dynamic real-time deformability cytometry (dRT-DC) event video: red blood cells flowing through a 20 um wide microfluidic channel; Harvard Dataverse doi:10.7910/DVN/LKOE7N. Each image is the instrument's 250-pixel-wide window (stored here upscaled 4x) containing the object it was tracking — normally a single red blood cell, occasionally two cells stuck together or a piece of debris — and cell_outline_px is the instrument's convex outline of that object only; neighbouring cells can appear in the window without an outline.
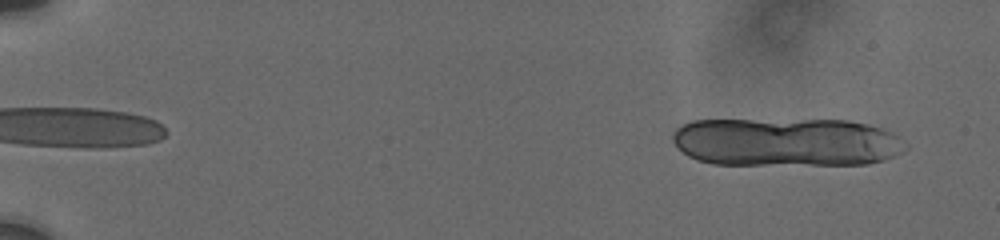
{"species": "human", "species_latin": "Homo sapiens", "temperature_condition": "cold", "stored_images_in_passage": 8, "camera_frame_rate_fps": 3000, "um_per_image_px": 0.085, "donor": {"sex": "male"}, "frame": {"image": 1, "passage_image": 1, "time_ms": 0.0, "image_size_px": [1000, 240], "cell_outline_px": [[908, 148], [884, 160], [868, 164], [712, 164], [696, 160], [688, 156], [672, 140], [672, 136], [676, 128], [680, 124], [692, 120], [848, 120], [868, 124], [884, 128], [900, 136], [908, 144]], "centroid_in_image_um": [66.86, 12.07], "position_along_channel_um": 18.1, "area_um2": 66.41}}